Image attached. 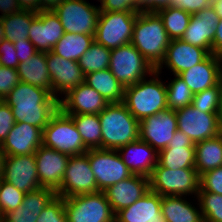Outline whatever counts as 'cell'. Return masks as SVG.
<instances>
[{
	"label": "cell",
	"instance_id": "836d02e7",
	"mask_svg": "<svg viewBox=\"0 0 222 222\" xmlns=\"http://www.w3.org/2000/svg\"><path fill=\"white\" fill-rule=\"evenodd\" d=\"M37 13L28 10H21L13 15L2 17L4 39L11 42L29 40V29Z\"/></svg>",
	"mask_w": 222,
	"mask_h": 222
},
{
	"label": "cell",
	"instance_id": "1f68e13d",
	"mask_svg": "<svg viewBox=\"0 0 222 222\" xmlns=\"http://www.w3.org/2000/svg\"><path fill=\"white\" fill-rule=\"evenodd\" d=\"M195 169L199 176L222 166V134L195 144Z\"/></svg>",
	"mask_w": 222,
	"mask_h": 222
},
{
	"label": "cell",
	"instance_id": "681fc988",
	"mask_svg": "<svg viewBox=\"0 0 222 222\" xmlns=\"http://www.w3.org/2000/svg\"><path fill=\"white\" fill-rule=\"evenodd\" d=\"M13 45L16 49V55L19 60V63L30 59L34 54L38 52L35 46L29 40L14 42Z\"/></svg>",
	"mask_w": 222,
	"mask_h": 222
},
{
	"label": "cell",
	"instance_id": "6125c7cd",
	"mask_svg": "<svg viewBox=\"0 0 222 222\" xmlns=\"http://www.w3.org/2000/svg\"><path fill=\"white\" fill-rule=\"evenodd\" d=\"M0 222H3V216L1 213H0Z\"/></svg>",
	"mask_w": 222,
	"mask_h": 222
},
{
	"label": "cell",
	"instance_id": "7402d4cb",
	"mask_svg": "<svg viewBox=\"0 0 222 222\" xmlns=\"http://www.w3.org/2000/svg\"><path fill=\"white\" fill-rule=\"evenodd\" d=\"M43 131L24 122H16L1 145L5 156L31 155L42 146Z\"/></svg>",
	"mask_w": 222,
	"mask_h": 222
},
{
	"label": "cell",
	"instance_id": "44dd1931",
	"mask_svg": "<svg viewBox=\"0 0 222 222\" xmlns=\"http://www.w3.org/2000/svg\"><path fill=\"white\" fill-rule=\"evenodd\" d=\"M220 18L214 8L209 6L197 14L191 15L187 29L181 40L203 49L212 54V45L216 26Z\"/></svg>",
	"mask_w": 222,
	"mask_h": 222
},
{
	"label": "cell",
	"instance_id": "8fae6325",
	"mask_svg": "<svg viewBox=\"0 0 222 222\" xmlns=\"http://www.w3.org/2000/svg\"><path fill=\"white\" fill-rule=\"evenodd\" d=\"M98 191L97 182L91 170L88 151L81 155L70 156L56 196L70 198Z\"/></svg>",
	"mask_w": 222,
	"mask_h": 222
},
{
	"label": "cell",
	"instance_id": "8d00e7d4",
	"mask_svg": "<svg viewBox=\"0 0 222 222\" xmlns=\"http://www.w3.org/2000/svg\"><path fill=\"white\" fill-rule=\"evenodd\" d=\"M110 57L111 49L94 41L80 57L78 63L85 76L89 73L109 68Z\"/></svg>",
	"mask_w": 222,
	"mask_h": 222
},
{
	"label": "cell",
	"instance_id": "d6986e66",
	"mask_svg": "<svg viewBox=\"0 0 222 222\" xmlns=\"http://www.w3.org/2000/svg\"><path fill=\"white\" fill-rule=\"evenodd\" d=\"M209 55L206 49L193 46L181 39H173L167 47L163 62L156 71L161 74L162 68L165 67L171 70L172 75H179L204 61Z\"/></svg>",
	"mask_w": 222,
	"mask_h": 222
},
{
	"label": "cell",
	"instance_id": "6f0895ef",
	"mask_svg": "<svg viewBox=\"0 0 222 222\" xmlns=\"http://www.w3.org/2000/svg\"><path fill=\"white\" fill-rule=\"evenodd\" d=\"M218 123H219L220 134H222V100L218 111Z\"/></svg>",
	"mask_w": 222,
	"mask_h": 222
},
{
	"label": "cell",
	"instance_id": "680465c9",
	"mask_svg": "<svg viewBox=\"0 0 222 222\" xmlns=\"http://www.w3.org/2000/svg\"><path fill=\"white\" fill-rule=\"evenodd\" d=\"M4 158H5V153L2 151L1 146H0V177L2 176V172H3Z\"/></svg>",
	"mask_w": 222,
	"mask_h": 222
},
{
	"label": "cell",
	"instance_id": "74e56055",
	"mask_svg": "<svg viewBox=\"0 0 222 222\" xmlns=\"http://www.w3.org/2000/svg\"><path fill=\"white\" fill-rule=\"evenodd\" d=\"M172 80L165 81L167 90L168 109L177 111L186 106H190L193 100V93L187 84L178 76L174 75Z\"/></svg>",
	"mask_w": 222,
	"mask_h": 222
},
{
	"label": "cell",
	"instance_id": "c3c4849f",
	"mask_svg": "<svg viewBox=\"0 0 222 222\" xmlns=\"http://www.w3.org/2000/svg\"><path fill=\"white\" fill-rule=\"evenodd\" d=\"M211 4L212 0H172L170 6L180 8L194 15L202 9L211 6Z\"/></svg>",
	"mask_w": 222,
	"mask_h": 222
},
{
	"label": "cell",
	"instance_id": "816d5d0a",
	"mask_svg": "<svg viewBox=\"0 0 222 222\" xmlns=\"http://www.w3.org/2000/svg\"><path fill=\"white\" fill-rule=\"evenodd\" d=\"M21 11L17 0H0L1 17L13 15Z\"/></svg>",
	"mask_w": 222,
	"mask_h": 222
},
{
	"label": "cell",
	"instance_id": "9f6ffc18",
	"mask_svg": "<svg viewBox=\"0 0 222 222\" xmlns=\"http://www.w3.org/2000/svg\"><path fill=\"white\" fill-rule=\"evenodd\" d=\"M211 6L214 8L219 18H222V0H212Z\"/></svg>",
	"mask_w": 222,
	"mask_h": 222
},
{
	"label": "cell",
	"instance_id": "2e32d148",
	"mask_svg": "<svg viewBox=\"0 0 222 222\" xmlns=\"http://www.w3.org/2000/svg\"><path fill=\"white\" fill-rule=\"evenodd\" d=\"M1 178L24 193L41 187L34 154L5 156Z\"/></svg>",
	"mask_w": 222,
	"mask_h": 222
},
{
	"label": "cell",
	"instance_id": "603a6c76",
	"mask_svg": "<svg viewBox=\"0 0 222 222\" xmlns=\"http://www.w3.org/2000/svg\"><path fill=\"white\" fill-rule=\"evenodd\" d=\"M149 190V177L132 175L128 179L108 187L104 193L113 213L116 214L142 198Z\"/></svg>",
	"mask_w": 222,
	"mask_h": 222
},
{
	"label": "cell",
	"instance_id": "f1b7e54d",
	"mask_svg": "<svg viewBox=\"0 0 222 222\" xmlns=\"http://www.w3.org/2000/svg\"><path fill=\"white\" fill-rule=\"evenodd\" d=\"M190 201L186 196H162V215L167 222H204L198 200L194 205Z\"/></svg>",
	"mask_w": 222,
	"mask_h": 222
},
{
	"label": "cell",
	"instance_id": "277c9868",
	"mask_svg": "<svg viewBox=\"0 0 222 222\" xmlns=\"http://www.w3.org/2000/svg\"><path fill=\"white\" fill-rule=\"evenodd\" d=\"M98 115L101 124L102 149L118 150L139 139L140 122L129 112L123 102L109 103Z\"/></svg>",
	"mask_w": 222,
	"mask_h": 222
},
{
	"label": "cell",
	"instance_id": "f907efd6",
	"mask_svg": "<svg viewBox=\"0 0 222 222\" xmlns=\"http://www.w3.org/2000/svg\"><path fill=\"white\" fill-rule=\"evenodd\" d=\"M172 0H142V11L157 12L170 6Z\"/></svg>",
	"mask_w": 222,
	"mask_h": 222
},
{
	"label": "cell",
	"instance_id": "8992f818",
	"mask_svg": "<svg viewBox=\"0 0 222 222\" xmlns=\"http://www.w3.org/2000/svg\"><path fill=\"white\" fill-rule=\"evenodd\" d=\"M42 145L70 156L88 151L73 119L60 109L51 117L43 129Z\"/></svg>",
	"mask_w": 222,
	"mask_h": 222
},
{
	"label": "cell",
	"instance_id": "11a10c76",
	"mask_svg": "<svg viewBox=\"0 0 222 222\" xmlns=\"http://www.w3.org/2000/svg\"><path fill=\"white\" fill-rule=\"evenodd\" d=\"M64 0H39L40 11L54 10Z\"/></svg>",
	"mask_w": 222,
	"mask_h": 222
},
{
	"label": "cell",
	"instance_id": "7dc6e473",
	"mask_svg": "<svg viewBox=\"0 0 222 222\" xmlns=\"http://www.w3.org/2000/svg\"><path fill=\"white\" fill-rule=\"evenodd\" d=\"M13 42L2 39L0 42V60L3 67L17 69L19 60Z\"/></svg>",
	"mask_w": 222,
	"mask_h": 222
},
{
	"label": "cell",
	"instance_id": "30bf717a",
	"mask_svg": "<svg viewBox=\"0 0 222 222\" xmlns=\"http://www.w3.org/2000/svg\"><path fill=\"white\" fill-rule=\"evenodd\" d=\"M65 32L95 35L99 5L87 0H64L54 10Z\"/></svg>",
	"mask_w": 222,
	"mask_h": 222
},
{
	"label": "cell",
	"instance_id": "4dcf8cb0",
	"mask_svg": "<svg viewBox=\"0 0 222 222\" xmlns=\"http://www.w3.org/2000/svg\"><path fill=\"white\" fill-rule=\"evenodd\" d=\"M84 82L95 89L108 103L124 101L125 88L109 68L85 75Z\"/></svg>",
	"mask_w": 222,
	"mask_h": 222
},
{
	"label": "cell",
	"instance_id": "ac0fdd59",
	"mask_svg": "<svg viewBox=\"0 0 222 222\" xmlns=\"http://www.w3.org/2000/svg\"><path fill=\"white\" fill-rule=\"evenodd\" d=\"M109 103L85 82L59 99V109L66 115L99 114Z\"/></svg>",
	"mask_w": 222,
	"mask_h": 222
},
{
	"label": "cell",
	"instance_id": "3957f363",
	"mask_svg": "<svg viewBox=\"0 0 222 222\" xmlns=\"http://www.w3.org/2000/svg\"><path fill=\"white\" fill-rule=\"evenodd\" d=\"M160 75L155 70L150 78L125 88L123 103L139 122L168 109L166 83Z\"/></svg>",
	"mask_w": 222,
	"mask_h": 222
},
{
	"label": "cell",
	"instance_id": "4fadbf2b",
	"mask_svg": "<svg viewBox=\"0 0 222 222\" xmlns=\"http://www.w3.org/2000/svg\"><path fill=\"white\" fill-rule=\"evenodd\" d=\"M178 130L190 137L194 144L220 134L218 113L200 112L192 105L176 111Z\"/></svg>",
	"mask_w": 222,
	"mask_h": 222
},
{
	"label": "cell",
	"instance_id": "5b68a950",
	"mask_svg": "<svg viewBox=\"0 0 222 222\" xmlns=\"http://www.w3.org/2000/svg\"><path fill=\"white\" fill-rule=\"evenodd\" d=\"M149 185L152 192L161 196L195 198L200 190V176L195 168L171 170L157 163L149 176Z\"/></svg>",
	"mask_w": 222,
	"mask_h": 222
},
{
	"label": "cell",
	"instance_id": "db71d44e",
	"mask_svg": "<svg viewBox=\"0 0 222 222\" xmlns=\"http://www.w3.org/2000/svg\"><path fill=\"white\" fill-rule=\"evenodd\" d=\"M21 10L40 12L39 0H17Z\"/></svg>",
	"mask_w": 222,
	"mask_h": 222
},
{
	"label": "cell",
	"instance_id": "b9f144b4",
	"mask_svg": "<svg viewBox=\"0 0 222 222\" xmlns=\"http://www.w3.org/2000/svg\"><path fill=\"white\" fill-rule=\"evenodd\" d=\"M36 222H68L64 207V198L55 196L42 210Z\"/></svg>",
	"mask_w": 222,
	"mask_h": 222
},
{
	"label": "cell",
	"instance_id": "52a82bcc",
	"mask_svg": "<svg viewBox=\"0 0 222 222\" xmlns=\"http://www.w3.org/2000/svg\"><path fill=\"white\" fill-rule=\"evenodd\" d=\"M109 70L120 84L126 88L150 77L156 69L129 43L111 49Z\"/></svg>",
	"mask_w": 222,
	"mask_h": 222
},
{
	"label": "cell",
	"instance_id": "f35d334b",
	"mask_svg": "<svg viewBox=\"0 0 222 222\" xmlns=\"http://www.w3.org/2000/svg\"><path fill=\"white\" fill-rule=\"evenodd\" d=\"M195 200V201H194ZM198 200L204 222H222V195L212 192H198Z\"/></svg>",
	"mask_w": 222,
	"mask_h": 222
},
{
	"label": "cell",
	"instance_id": "91938a15",
	"mask_svg": "<svg viewBox=\"0 0 222 222\" xmlns=\"http://www.w3.org/2000/svg\"><path fill=\"white\" fill-rule=\"evenodd\" d=\"M2 39H4V30L2 26V17L0 16V42Z\"/></svg>",
	"mask_w": 222,
	"mask_h": 222
},
{
	"label": "cell",
	"instance_id": "4316f807",
	"mask_svg": "<svg viewBox=\"0 0 222 222\" xmlns=\"http://www.w3.org/2000/svg\"><path fill=\"white\" fill-rule=\"evenodd\" d=\"M162 196L148 191L132 205L115 214V222H167L161 211Z\"/></svg>",
	"mask_w": 222,
	"mask_h": 222
},
{
	"label": "cell",
	"instance_id": "7bdbcfd3",
	"mask_svg": "<svg viewBox=\"0 0 222 222\" xmlns=\"http://www.w3.org/2000/svg\"><path fill=\"white\" fill-rule=\"evenodd\" d=\"M100 11L135 12L142 11V0H99Z\"/></svg>",
	"mask_w": 222,
	"mask_h": 222
},
{
	"label": "cell",
	"instance_id": "5bb4252c",
	"mask_svg": "<svg viewBox=\"0 0 222 222\" xmlns=\"http://www.w3.org/2000/svg\"><path fill=\"white\" fill-rule=\"evenodd\" d=\"M177 129L176 111L166 109L140 121L139 138L159 153L168 146Z\"/></svg>",
	"mask_w": 222,
	"mask_h": 222
},
{
	"label": "cell",
	"instance_id": "f5cc1de1",
	"mask_svg": "<svg viewBox=\"0 0 222 222\" xmlns=\"http://www.w3.org/2000/svg\"><path fill=\"white\" fill-rule=\"evenodd\" d=\"M212 54L222 58V18L219 20L216 26L212 45Z\"/></svg>",
	"mask_w": 222,
	"mask_h": 222
},
{
	"label": "cell",
	"instance_id": "f546056e",
	"mask_svg": "<svg viewBox=\"0 0 222 222\" xmlns=\"http://www.w3.org/2000/svg\"><path fill=\"white\" fill-rule=\"evenodd\" d=\"M17 72L21 82L43 88L52 94V82L45 52L38 51L30 59L19 63Z\"/></svg>",
	"mask_w": 222,
	"mask_h": 222
},
{
	"label": "cell",
	"instance_id": "ffe728a7",
	"mask_svg": "<svg viewBox=\"0 0 222 222\" xmlns=\"http://www.w3.org/2000/svg\"><path fill=\"white\" fill-rule=\"evenodd\" d=\"M65 31L59 17L51 11H40L29 29V41L39 52L52 51Z\"/></svg>",
	"mask_w": 222,
	"mask_h": 222
},
{
	"label": "cell",
	"instance_id": "f6af8a7d",
	"mask_svg": "<svg viewBox=\"0 0 222 222\" xmlns=\"http://www.w3.org/2000/svg\"><path fill=\"white\" fill-rule=\"evenodd\" d=\"M20 82L17 69L0 66V98L5 97Z\"/></svg>",
	"mask_w": 222,
	"mask_h": 222
},
{
	"label": "cell",
	"instance_id": "6da1fadb",
	"mask_svg": "<svg viewBox=\"0 0 222 222\" xmlns=\"http://www.w3.org/2000/svg\"><path fill=\"white\" fill-rule=\"evenodd\" d=\"M11 107L15 122H24L42 131L59 109V100L49 91L19 82L5 97Z\"/></svg>",
	"mask_w": 222,
	"mask_h": 222
},
{
	"label": "cell",
	"instance_id": "83f0119b",
	"mask_svg": "<svg viewBox=\"0 0 222 222\" xmlns=\"http://www.w3.org/2000/svg\"><path fill=\"white\" fill-rule=\"evenodd\" d=\"M55 196L56 192L46 187L28 192L20 206L3 216V222H36L42 210Z\"/></svg>",
	"mask_w": 222,
	"mask_h": 222
},
{
	"label": "cell",
	"instance_id": "60d3db41",
	"mask_svg": "<svg viewBox=\"0 0 222 222\" xmlns=\"http://www.w3.org/2000/svg\"><path fill=\"white\" fill-rule=\"evenodd\" d=\"M26 193L18 190L12 184L1 179L0 183V213L2 216L15 210L22 204Z\"/></svg>",
	"mask_w": 222,
	"mask_h": 222
},
{
	"label": "cell",
	"instance_id": "ba28073f",
	"mask_svg": "<svg viewBox=\"0 0 222 222\" xmlns=\"http://www.w3.org/2000/svg\"><path fill=\"white\" fill-rule=\"evenodd\" d=\"M138 13L100 11L94 41L108 49L131 43Z\"/></svg>",
	"mask_w": 222,
	"mask_h": 222
},
{
	"label": "cell",
	"instance_id": "7c38bea8",
	"mask_svg": "<svg viewBox=\"0 0 222 222\" xmlns=\"http://www.w3.org/2000/svg\"><path fill=\"white\" fill-rule=\"evenodd\" d=\"M88 158L99 191H105L108 187L133 175L117 150L89 149Z\"/></svg>",
	"mask_w": 222,
	"mask_h": 222
},
{
	"label": "cell",
	"instance_id": "ab89813d",
	"mask_svg": "<svg viewBox=\"0 0 222 222\" xmlns=\"http://www.w3.org/2000/svg\"><path fill=\"white\" fill-rule=\"evenodd\" d=\"M221 86L217 85L193 95L192 106L200 112L218 113L221 103Z\"/></svg>",
	"mask_w": 222,
	"mask_h": 222
},
{
	"label": "cell",
	"instance_id": "d4e9b609",
	"mask_svg": "<svg viewBox=\"0 0 222 222\" xmlns=\"http://www.w3.org/2000/svg\"><path fill=\"white\" fill-rule=\"evenodd\" d=\"M117 151L133 175L149 177L158 163L159 153L140 138Z\"/></svg>",
	"mask_w": 222,
	"mask_h": 222
},
{
	"label": "cell",
	"instance_id": "d590c367",
	"mask_svg": "<svg viewBox=\"0 0 222 222\" xmlns=\"http://www.w3.org/2000/svg\"><path fill=\"white\" fill-rule=\"evenodd\" d=\"M161 18L171 40L180 39L189 25L191 14L177 7H167L156 12Z\"/></svg>",
	"mask_w": 222,
	"mask_h": 222
},
{
	"label": "cell",
	"instance_id": "9c48e42d",
	"mask_svg": "<svg viewBox=\"0 0 222 222\" xmlns=\"http://www.w3.org/2000/svg\"><path fill=\"white\" fill-rule=\"evenodd\" d=\"M68 222H115L104 191L64 198Z\"/></svg>",
	"mask_w": 222,
	"mask_h": 222
},
{
	"label": "cell",
	"instance_id": "bcb514c9",
	"mask_svg": "<svg viewBox=\"0 0 222 222\" xmlns=\"http://www.w3.org/2000/svg\"><path fill=\"white\" fill-rule=\"evenodd\" d=\"M15 123L11 107L3 100L0 103V146L6 140Z\"/></svg>",
	"mask_w": 222,
	"mask_h": 222
},
{
	"label": "cell",
	"instance_id": "ee69618b",
	"mask_svg": "<svg viewBox=\"0 0 222 222\" xmlns=\"http://www.w3.org/2000/svg\"><path fill=\"white\" fill-rule=\"evenodd\" d=\"M199 192H212L222 195V166L200 176Z\"/></svg>",
	"mask_w": 222,
	"mask_h": 222
},
{
	"label": "cell",
	"instance_id": "e0dca14e",
	"mask_svg": "<svg viewBox=\"0 0 222 222\" xmlns=\"http://www.w3.org/2000/svg\"><path fill=\"white\" fill-rule=\"evenodd\" d=\"M41 187L60 188L70 155L40 146L34 153Z\"/></svg>",
	"mask_w": 222,
	"mask_h": 222
},
{
	"label": "cell",
	"instance_id": "484cf974",
	"mask_svg": "<svg viewBox=\"0 0 222 222\" xmlns=\"http://www.w3.org/2000/svg\"><path fill=\"white\" fill-rule=\"evenodd\" d=\"M222 58L210 54L204 61L181 72L178 76L187 84L193 94L211 88L219 83Z\"/></svg>",
	"mask_w": 222,
	"mask_h": 222
},
{
	"label": "cell",
	"instance_id": "d6a6232c",
	"mask_svg": "<svg viewBox=\"0 0 222 222\" xmlns=\"http://www.w3.org/2000/svg\"><path fill=\"white\" fill-rule=\"evenodd\" d=\"M93 42L94 35L65 32L53 47L52 52L65 59L78 62Z\"/></svg>",
	"mask_w": 222,
	"mask_h": 222
},
{
	"label": "cell",
	"instance_id": "e575fe53",
	"mask_svg": "<svg viewBox=\"0 0 222 222\" xmlns=\"http://www.w3.org/2000/svg\"><path fill=\"white\" fill-rule=\"evenodd\" d=\"M82 137L85 147L89 149H102L101 124L98 114L69 115Z\"/></svg>",
	"mask_w": 222,
	"mask_h": 222
},
{
	"label": "cell",
	"instance_id": "7a4b0ae2",
	"mask_svg": "<svg viewBox=\"0 0 222 222\" xmlns=\"http://www.w3.org/2000/svg\"><path fill=\"white\" fill-rule=\"evenodd\" d=\"M170 41L163 22L156 12L138 13L131 44L155 69L163 62Z\"/></svg>",
	"mask_w": 222,
	"mask_h": 222
},
{
	"label": "cell",
	"instance_id": "94428289",
	"mask_svg": "<svg viewBox=\"0 0 222 222\" xmlns=\"http://www.w3.org/2000/svg\"><path fill=\"white\" fill-rule=\"evenodd\" d=\"M219 83L221 86V99H222V70H221L220 77H219Z\"/></svg>",
	"mask_w": 222,
	"mask_h": 222
},
{
	"label": "cell",
	"instance_id": "9a60e30c",
	"mask_svg": "<svg viewBox=\"0 0 222 222\" xmlns=\"http://www.w3.org/2000/svg\"><path fill=\"white\" fill-rule=\"evenodd\" d=\"M47 67L52 82V95L58 100L69 90L84 82V74L79 63L56 55L46 53Z\"/></svg>",
	"mask_w": 222,
	"mask_h": 222
},
{
	"label": "cell",
	"instance_id": "cb8c5ba5",
	"mask_svg": "<svg viewBox=\"0 0 222 222\" xmlns=\"http://www.w3.org/2000/svg\"><path fill=\"white\" fill-rule=\"evenodd\" d=\"M195 157V144L177 129L168 146L159 152L158 163L171 170L195 168Z\"/></svg>",
	"mask_w": 222,
	"mask_h": 222
}]
</instances>
